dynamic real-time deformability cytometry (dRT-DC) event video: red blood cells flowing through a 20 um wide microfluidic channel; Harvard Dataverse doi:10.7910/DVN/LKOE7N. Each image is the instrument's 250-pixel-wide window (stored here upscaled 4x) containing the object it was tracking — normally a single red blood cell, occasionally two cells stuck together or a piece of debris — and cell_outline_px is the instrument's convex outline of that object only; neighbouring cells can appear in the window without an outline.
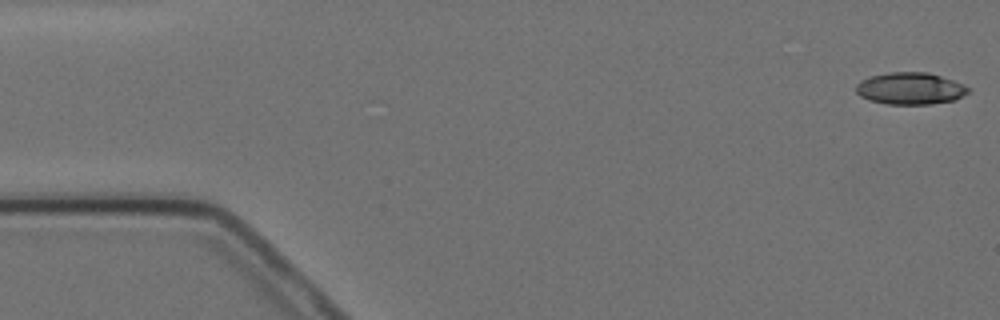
{"species": "Egyptian fruit bat (a non-hibernating species)", "species_latin": "Rousettus aegyptiacus", "temperature_condition": "cold", "stored_images_in_passage": 5, "camera_frame_rate_fps": 3000, "um_per_image_px": 0.085, "animal": {"sex": "female"}, "frame": {"image": 1, "passage_image": 1, "time_ms": 0.0, "image_size_px": [1000, 320], "cell_outline_px": [[972, 88], [968, 92], [956, 100], [932, 104], [888, 104], [868, 100], [860, 96], [856, 92], [856, 84], [860, 80], [868, 76], [888, 72], [928, 72], [964, 84]], "centroid_in_image_um": [77.36, 7.52], "position_along_channel_um": 7.6, "area_um2": 21.15}}
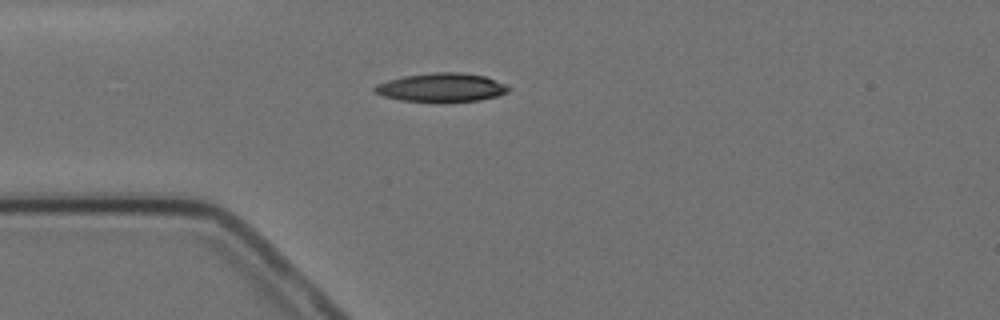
{"frame": {"image": 2, "passage_image": 4, "time_ms": 4.333, "image_size_px": [1000, 320], "cell_outline_px": [[508, 92], [500, 96], [480, 100], [400, 100], [384, 96], [372, 92], [372, 88], [376, 84], [388, 80], [404, 76], [432, 72], [460, 72], [484, 76], [504, 84], [508, 88]], "centroid_in_image_um": [37.49, 7.41], "position_along_channel_um": 47.5, "area_um2": 21.85}}